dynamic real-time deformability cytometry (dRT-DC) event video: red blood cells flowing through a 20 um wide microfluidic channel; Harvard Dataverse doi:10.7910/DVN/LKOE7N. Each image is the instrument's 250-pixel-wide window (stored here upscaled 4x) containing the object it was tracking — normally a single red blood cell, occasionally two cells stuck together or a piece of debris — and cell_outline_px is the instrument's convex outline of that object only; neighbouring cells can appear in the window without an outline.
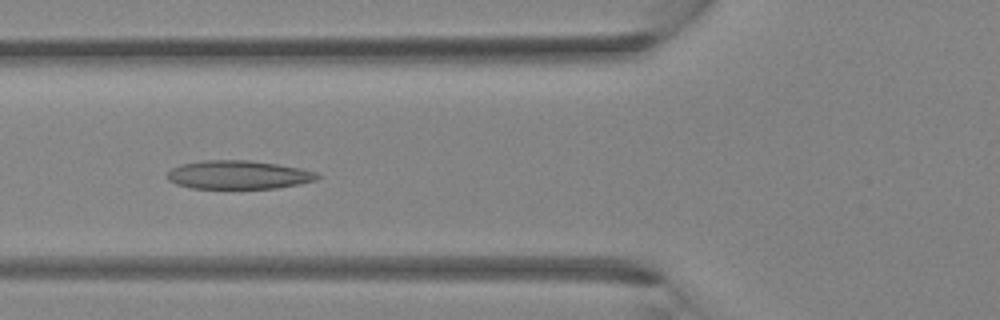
{"species": "Egyptian fruit bat (a non-hibernating species)", "species_latin": "Rousettus aegyptiacus", "temperature_condition": "room temperature", "stored_images_in_passage": 39, "camera_frame_rate_fps": 3000, "um_per_image_px": 0.085, "animal": {"sex": "female"}, "frame": {"image": 1, "passage_image": 15, "time_ms": 4.667, "image_size_px": [1000, 320], "cell_outline_px": [[320, 176], [316, 180], [300, 184], [276, 188], [192, 188], [176, 184], [168, 180], [168, 172], [172, 168], [180, 164], [204, 160], [248, 160], [276, 164], [300, 168], [316, 172]], "centroid_in_image_um": [20.26, 14.86], "position_along_channel_um": 105.5, "area_um2": 24.85}}
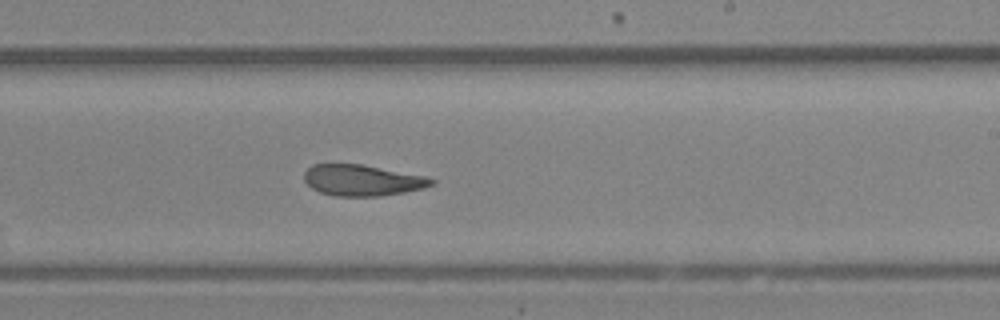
{"frame": {"image": 2, "passage_image": 24, "time_ms": 7.667, "image_size_px": [1000, 320], "cell_outline_px": [[436, 180], [432, 184], [424, 188], [404, 192], [380, 196], [336, 196], [320, 192], [312, 188], [304, 180], [304, 172], [312, 164], [360, 164], [428, 176]], "centroid_in_image_um": [30.8, 15.32], "position_along_channel_um": 258.2, "area_um2": 23.06}}
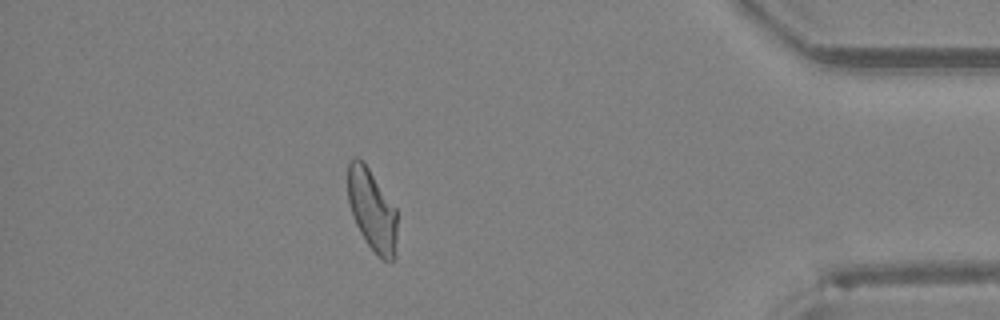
{"frame": {"image": 3, "passage_image": 35, "time_ms": 11.333, "image_size_px": [1000, 320], "cell_outline_px": [[396, 256], [392, 260], [384, 260], [368, 244], [360, 232], [352, 216], [348, 200], [348, 164], [356, 156], [364, 160], [396, 208]], "centroid_in_image_um": [31.62, 17.8], "position_along_channel_um": 403.6, "area_um2": 23.41}}